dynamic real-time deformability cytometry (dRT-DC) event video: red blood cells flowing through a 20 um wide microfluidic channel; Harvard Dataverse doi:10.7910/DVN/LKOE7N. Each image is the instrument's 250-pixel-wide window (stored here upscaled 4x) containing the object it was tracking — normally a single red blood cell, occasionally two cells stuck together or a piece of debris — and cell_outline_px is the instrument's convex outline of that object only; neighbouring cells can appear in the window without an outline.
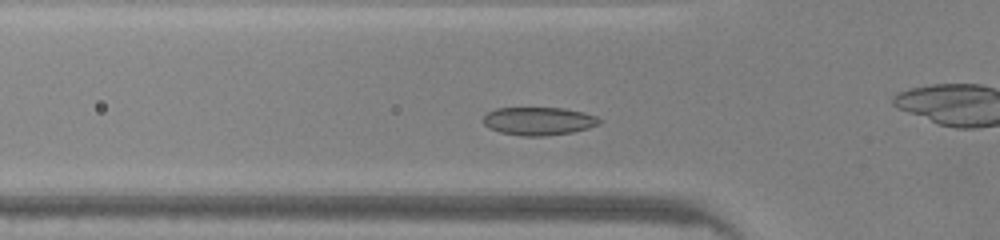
{"species": "common noctule bat (a hibernating species)", "species_latin": "Nyctalus noctula", "temperature_condition": "warm", "stored_images_in_passage": 44, "camera_frame_rate_fps": 3000, "um_per_image_px": 0.085, "animal": {"sex": "male", "body_mass_g": 20.0, "forearm_length_mm": 53.3}, "frame": {"image": 1, "passage_image": 11, "time_ms": 3.333, "image_size_px": [1000, 240], "cell_outline_px": [[604, 120], [600, 124], [588, 128], [572, 132], [544, 136], [524, 136], [500, 132], [488, 128], [480, 120], [488, 112], [496, 108], [564, 108], [584, 112], [596, 116]], "centroid_in_image_um": [45.79, 10.29], "position_along_channel_um": 80.0, "area_um2": 19.19}}
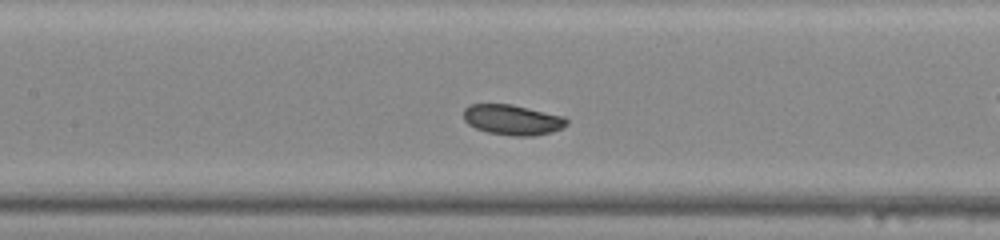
{"frame": {"image": 2, "passage_image": 17, "time_ms": 5.333, "image_size_px": [1000, 240], "cell_outline_px": [[568, 124], [552, 132], [532, 136], [512, 136], [488, 132], [476, 128], [468, 124], [464, 120], [464, 108], [468, 104], [512, 104], [564, 116], [568, 120]], "centroid_in_image_um": [43.55, 10.18], "position_along_channel_um": 163.8, "area_um2": 18.26}}
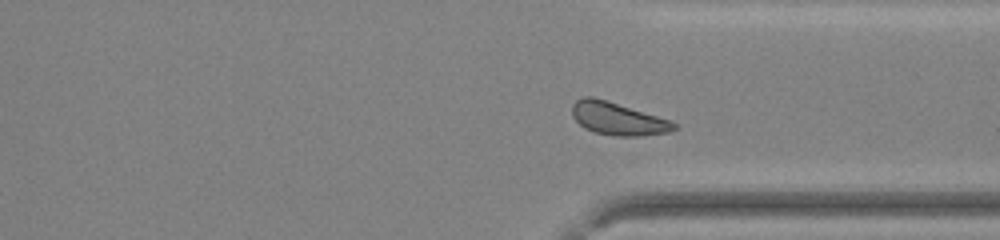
{"frame": {"image": 3, "passage_image": 31, "time_ms": 10.0, "image_size_px": [1000, 240], "cell_outline_px": [[680, 128], [668, 132], [640, 136], [612, 136], [596, 132], [584, 128], [572, 116], [572, 104], [576, 100], [584, 96], [592, 96], [656, 116], [668, 120], [676, 124]], "centroid_in_image_um": [52.48, 10.1], "position_along_channel_um": 358.9, "area_um2": 19.13}, "authors_computed_cell_mechanics": {"area_um2": 18.7272, "velocity_mm_per_s": 4.1712, "shape_relaxation_time_tau1_ms": 2.0708, "shape_relaxation_time_tau2_ms": null, "deformation_change_tau1": 0.0899, "deformation_change_tau2": null}}